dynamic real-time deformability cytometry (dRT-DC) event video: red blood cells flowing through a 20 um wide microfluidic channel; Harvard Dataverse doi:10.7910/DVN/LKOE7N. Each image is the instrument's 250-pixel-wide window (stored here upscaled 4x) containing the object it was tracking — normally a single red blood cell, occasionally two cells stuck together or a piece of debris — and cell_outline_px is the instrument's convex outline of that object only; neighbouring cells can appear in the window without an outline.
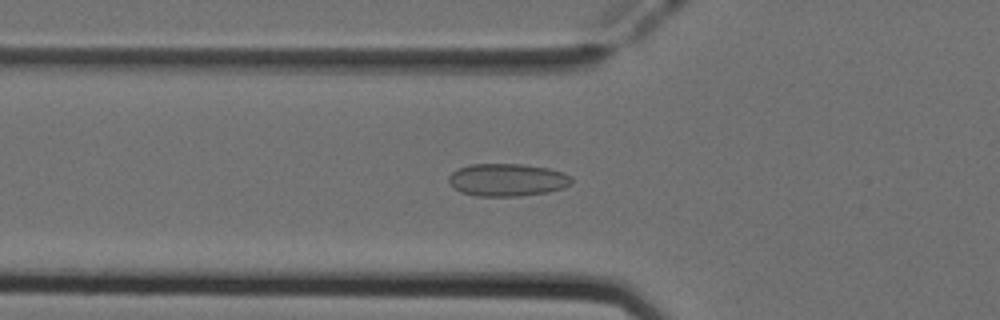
{"species": "Egyptian fruit bat (a non-hibernating species)", "species_latin": "Rousettus aegyptiacus", "temperature_condition": "cold", "stored_images_in_passage": 51, "camera_frame_rate_fps": 3000, "um_per_image_px": 0.085, "animal": {"sex": "female"}, "frame": {"image": 1, "passage_image": 17, "time_ms": 5.333, "image_size_px": [1000, 320], "cell_outline_px": [[572, 184], [564, 188], [548, 192], [520, 196], [476, 196], [460, 192], [448, 184], [448, 176], [452, 172], [460, 168], [472, 164], [520, 164], [548, 168], [564, 172], [572, 176]], "centroid_in_image_um": [43.13, 15.3], "position_along_channel_um": 82.7, "area_um2": 23.58}}
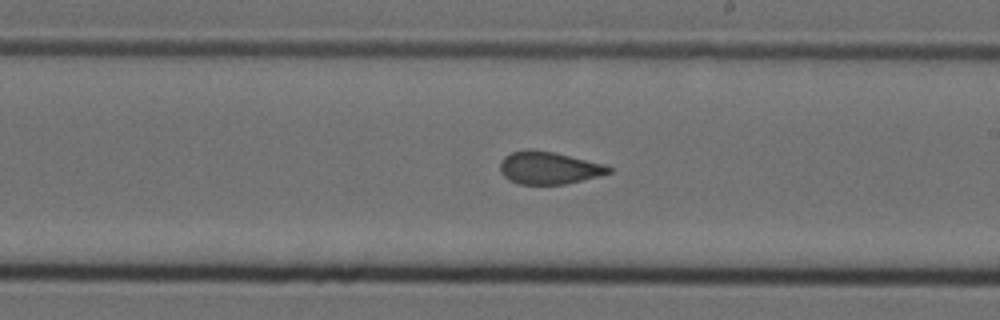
{"frame": {"image": 2, "passage_image": 29, "time_ms": 9.333, "image_size_px": [1000, 320], "cell_outline_px": [[612, 172], [564, 184], [520, 184], [508, 180], [500, 172], [500, 160], [504, 156], [512, 152], [528, 148], [532, 148], [552, 152], [608, 164], [612, 168]], "centroid_in_image_um": [46.62, 14.25], "position_along_channel_um": 242.4, "area_um2": 20.69}}
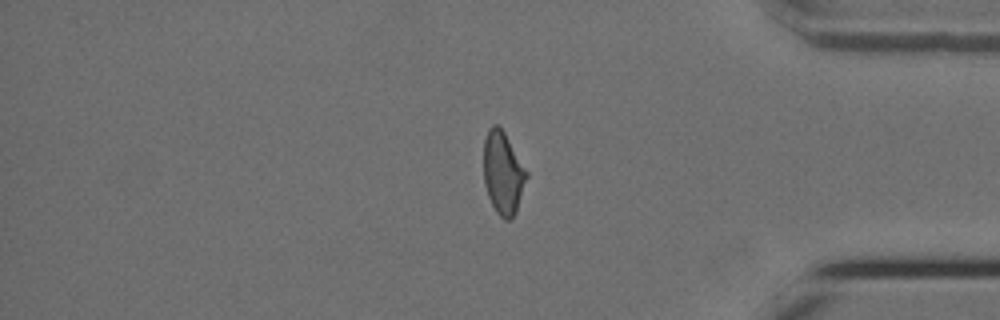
{"frame": {"image": 3, "passage_image": 42, "time_ms": 13.667, "image_size_px": [1000, 320], "cell_outline_px": [[528, 176], [516, 212], [508, 220], [504, 220], [496, 212], [488, 196], [484, 184], [484, 140], [488, 128], [492, 124], [496, 124], [504, 132], [528, 172]], "centroid_in_image_um": [42.75, 14.7], "position_along_channel_um": 392.4, "area_um2": 20.58}, "authors_computed_cell_mechanics": {"area_um2": 21.386, "velocity_mm_per_s": 3.9577, "shape_relaxation_time_tau1_ms": null, "shape_relaxation_time_tau2_ms": 1.6125, "deformation_change_tau1": null, "deformation_change_tau2": 0.0658}}